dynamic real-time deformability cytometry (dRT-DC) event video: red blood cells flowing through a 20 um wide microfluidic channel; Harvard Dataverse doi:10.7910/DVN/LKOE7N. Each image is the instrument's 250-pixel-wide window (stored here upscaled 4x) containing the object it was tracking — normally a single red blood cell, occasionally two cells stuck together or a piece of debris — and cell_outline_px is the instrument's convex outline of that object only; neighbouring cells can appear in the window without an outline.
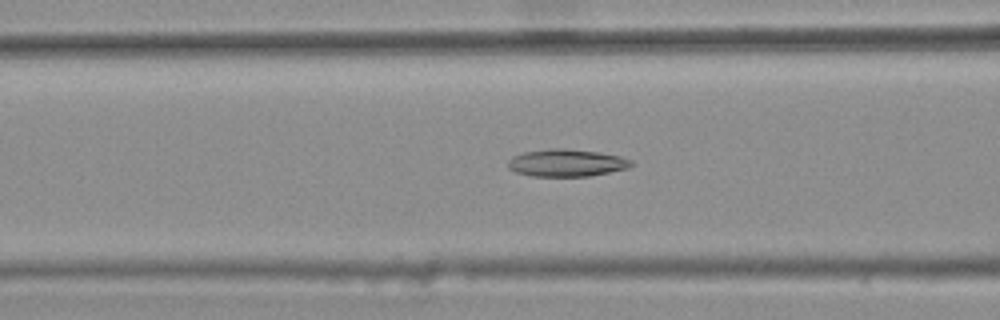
{"species": "common noctule bat (a hibernating species)", "species_latin": "Nyctalus noctula", "temperature_condition": "warm", "stored_images_in_passage": 46, "camera_frame_rate_fps": 3000, "um_per_image_px": 0.085, "animal": {"sex": "female", "body_mass_g": 25.1}, "frame": {"image": 1, "passage_image": 20, "time_ms": 6.333, "image_size_px": [1000, 320], "cell_outline_px": [[632, 164], [628, 168], [588, 176], [532, 176], [516, 172], [508, 168], [508, 160], [512, 156], [520, 152], [548, 148], [564, 148], [596, 152], [620, 156], [632, 160]], "centroid_in_image_um": [48.1, 13.83], "position_along_channel_um": 118.5, "area_um2": 19.65}}
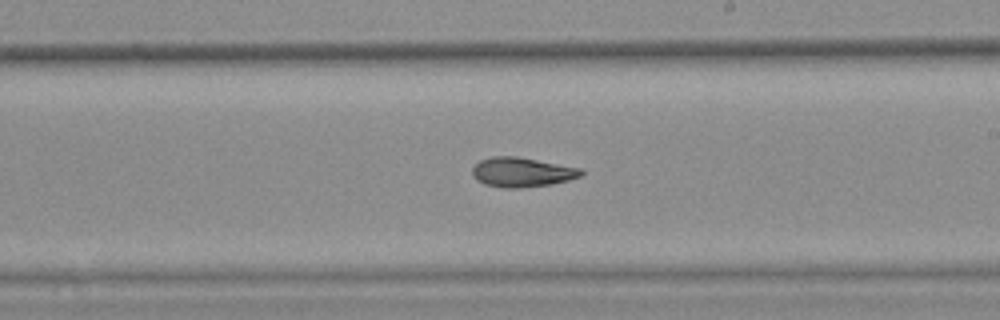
{"frame": {"image": 2, "passage_image": 30, "time_ms": 9.667, "image_size_px": [1000, 320], "cell_outline_px": [[584, 172], [580, 176], [568, 180], [552, 184], [520, 188], [504, 188], [484, 184], [476, 180], [472, 176], [472, 168], [480, 160], [492, 156], [516, 156], [580, 168]], "centroid_in_image_um": [44.32, 14.64], "position_along_channel_um": 244.7, "area_um2": 18.73}}
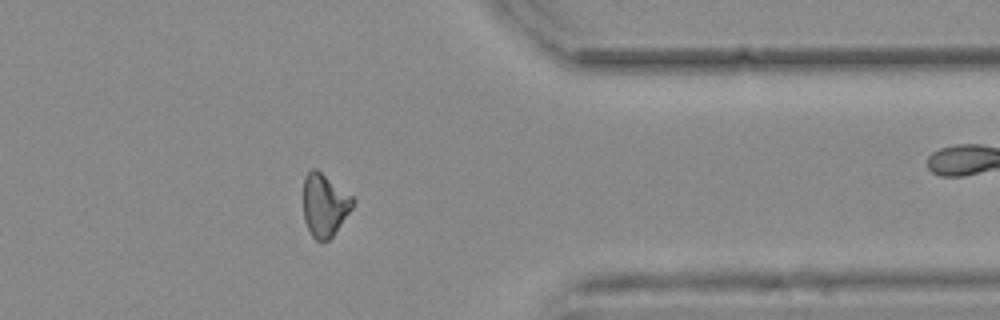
{"frame": {"image": 3, "passage_image": 42, "time_ms": 13.667, "image_size_px": [1000, 320], "cell_outline_px": [[356, 200], [352, 208], [332, 236], [328, 240], [316, 240], [312, 236], [304, 220], [304, 176], [312, 168], [316, 168], [352, 196]], "centroid_in_image_um": [27.58, 17.41], "position_along_channel_um": 383.8, "area_um2": 17.86}, "authors_computed_cell_mechanics": {"area_um2": 18.9584, "velocity_mm_per_s": 3.7907, "shape_relaxation_time_tau1_ms": null, "shape_relaxation_time_tau2_ms": 6.42, "deformation_change_tau1": null, "deformation_change_tau2": 0.1529}}